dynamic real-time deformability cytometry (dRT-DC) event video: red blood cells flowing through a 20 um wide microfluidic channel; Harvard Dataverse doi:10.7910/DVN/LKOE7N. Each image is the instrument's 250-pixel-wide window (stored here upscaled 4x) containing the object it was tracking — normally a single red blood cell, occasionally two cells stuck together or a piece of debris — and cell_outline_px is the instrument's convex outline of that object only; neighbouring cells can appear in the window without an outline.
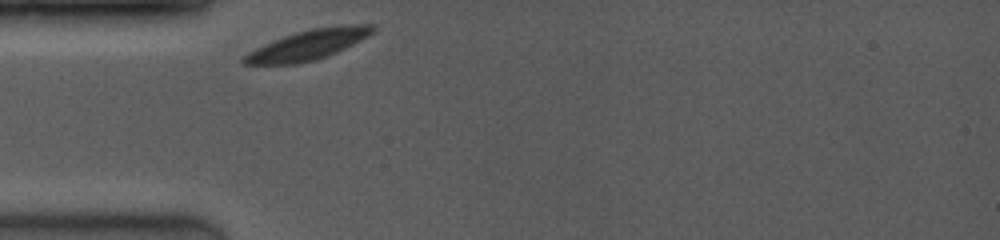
{"species": "common noctule bat (a hibernating species)", "species_latin": "Nyctalus noctula", "temperature_condition": "room temperature", "stored_images_in_passage": 25, "camera_frame_rate_fps": 4000, "um_per_image_px": 0.085, "animal": {"sex": "female", "body_mass_g": 19.0, "forearm_length_mm": 53.3}, "frame": {"image": 1, "passage_image": 1, "time_ms": 0.0, "image_size_px": [1000, 240], "cell_outline_px": [[376, 28], [368, 36], [360, 40], [324, 56], [312, 60], [296, 64], [244, 64], [240, 60], [244, 56], [256, 48], [264, 44], [284, 36], [296, 32], [312, 28], [348, 24], [372, 24]], "centroid_in_image_um": [26.17, 3.79], "position_along_channel_um": 58.8, "area_um2": 21.85}}
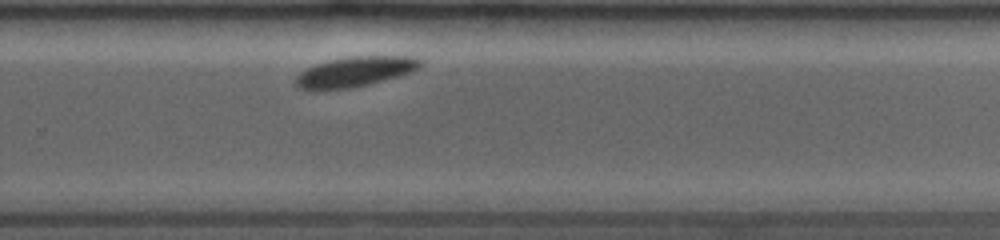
{"frame": {"image": 2, "passage_image": 18, "time_ms": 6.5, "image_size_px": [1000, 240], "cell_outline_px": [[420, 68], [396, 76], [368, 84], [348, 88], [300, 88], [296, 84], [296, 76], [300, 72], [316, 64], [332, 60], [356, 56], [408, 56], [420, 60]], "centroid_in_image_um": [30.19, 6.07], "position_along_channel_um": 299.6, "area_um2": 20.81}}
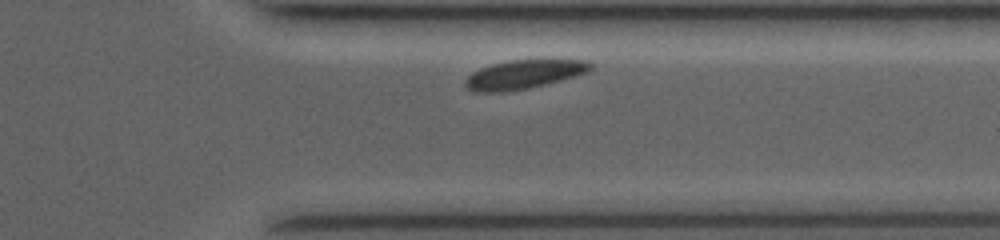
{"frame": {"image": 3, "passage_image": 23, "time_ms": 8.25, "image_size_px": [1000, 240], "cell_outline_px": [[592, 68], [584, 72], [560, 80], [528, 88], [504, 92], [476, 92], [468, 88], [464, 84], [464, 80], [472, 72], [480, 68], [492, 64], [508, 60], [588, 60], [592, 64]], "centroid_in_image_um": [44.45, 6.32], "position_along_channel_um": 366.9, "area_um2": 20.75}, "authors_computed_cell_mechanics": {"area_um2": 21.3282, "velocity_mm_per_s": 3.7653, "shape_relaxation_time_tau1_ms": 1.2254, "shape_relaxation_time_tau2_ms": null, "deformation_change_tau1": 0.0475, "deformation_change_tau2": null}}